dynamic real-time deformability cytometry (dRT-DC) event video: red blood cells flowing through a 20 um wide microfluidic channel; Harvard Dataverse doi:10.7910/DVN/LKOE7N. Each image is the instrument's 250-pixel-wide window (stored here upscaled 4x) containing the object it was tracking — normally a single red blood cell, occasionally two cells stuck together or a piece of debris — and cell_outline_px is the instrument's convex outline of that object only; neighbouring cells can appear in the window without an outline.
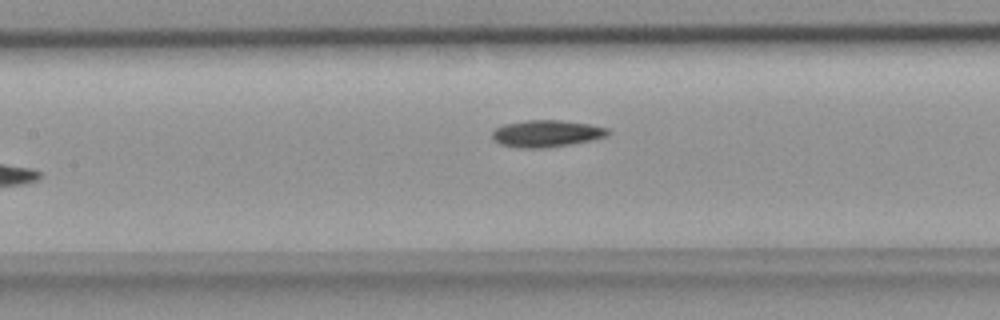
{"species": "common noctule bat (a hibernating species)", "species_latin": "Nyctalus noctula", "temperature_condition": "room temperature", "stored_images_in_passage": 30, "camera_frame_rate_fps": 3000, "um_per_image_px": 0.085, "animal": {"sex": "female", "body_mass_g": 18.4}, "frame": {"image": 1, "passage_image": 7, "time_ms": 2.0, "image_size_px": [1000, 320], "cell_outline_px": [[612, 132], [608, 136], [592, 140], [572, 144], [544, 148], [520, 148], [500, 144], [492, 136], [492, 132], [496, 128], [504, 124], [528, 120], [560, 120], [588, 124], [608, 128]], "centroid_in_image_um": [46.49, 11.35], "position_along_channel_um": 160.9, "area_um2": 18.15}}
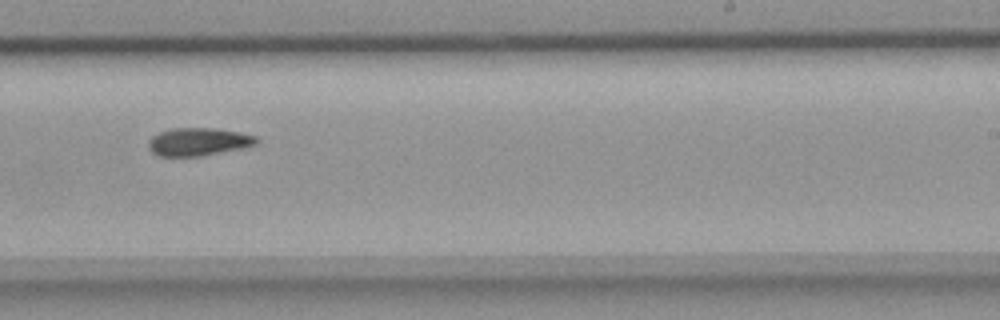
{"frame": {"image": 2, "passage_image": 15, "time_ms": 4.667, "image_size_px": [1000, 320], "cell_outline_px": [[260, 140], [256, 144], [240, 148], [200, 156], [156, 156], [148, 148], [148, 140], [152, 136], [160, 132], [172, 128], [212, 128], [240, 132], [256, 136]], "centroid_in_image_um": [16.83, 12.05], "position_along_channel_um": 272.2, "area_um2": 17.51}}
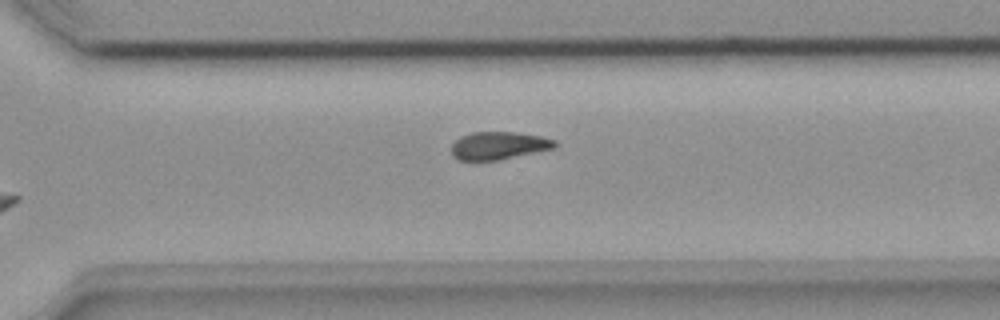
{"frame": {"image": 3, "passage_image": 19, "time_ms": 6.0, "image_size_px": [1000, 320], "cell_outline_px": [[560, 144], [556, 148], [496, 160], [460, 160], [452, 156], [452, 144], [460, 136], [472, 132], [516, 132], [540, 136], [556, 140]], "centroid_in_image_um": [42.42, 12.36], "position_along_channel_um": 328.2, "area_um2": 16.76}}